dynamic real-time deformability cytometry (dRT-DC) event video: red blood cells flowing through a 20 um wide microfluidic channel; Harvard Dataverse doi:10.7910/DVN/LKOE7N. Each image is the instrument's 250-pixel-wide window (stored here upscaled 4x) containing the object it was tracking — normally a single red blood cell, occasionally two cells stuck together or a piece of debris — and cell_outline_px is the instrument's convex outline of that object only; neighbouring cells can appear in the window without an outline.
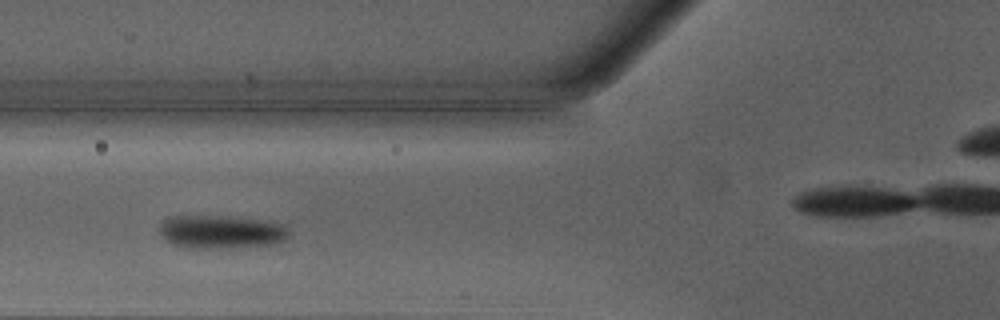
{"species": "Egyptian fruit bat (a non-hibernating species)", "species_latin": "Rousettus aegyptiacus", "temperature_condition": "warm", "stored_images_in_passage": 37, "camera_frame_rate_fps": 3000, "um_per_image_px": 0.085, "animal": {"sex": "male"}, "frame": {"image": 1, "passage_image": 14, "time_ms": 4.333, "image_size_px": [1000, 320], "cell_outline_px": [[288, 236], [284, 240], [268, 244], [216, 248], [184, 248], [172, 244], [164, 240], [160, 232], [160, 224], [168, 216], [228, 216], [284, 224], [288, 228]], "centroid_in_image_um": [18.71, 19.7], "position_along_channel_um": 107.1, "area_um2": 24.85}}
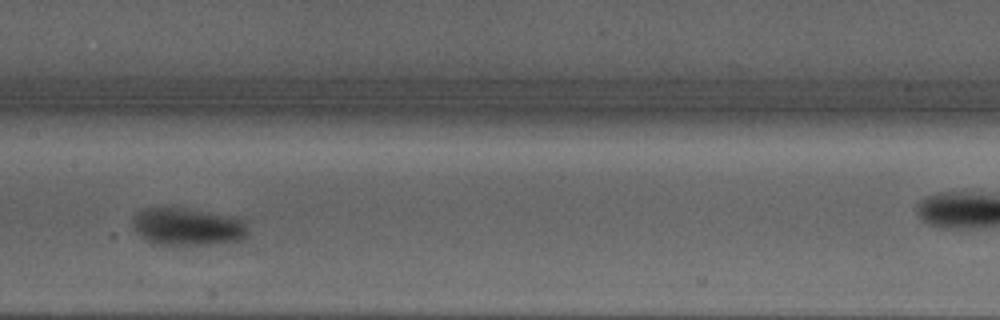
{"frame": {"image": 2, "passage_image": 20, "time_ms": 6.333, "image_size_px": [1000, 320], "cell_outline_px": [[248, 236], [244, 240], [208, 244], [156, 244], [140, 236], [132, 228], [132, 220], [136, 212], [144, 208], [184, 208], [248, 220]], "centroid_in_image_um": [15.96, 19.27], "position_along_channel_um": 191.4, "area_um2": 25.2}}
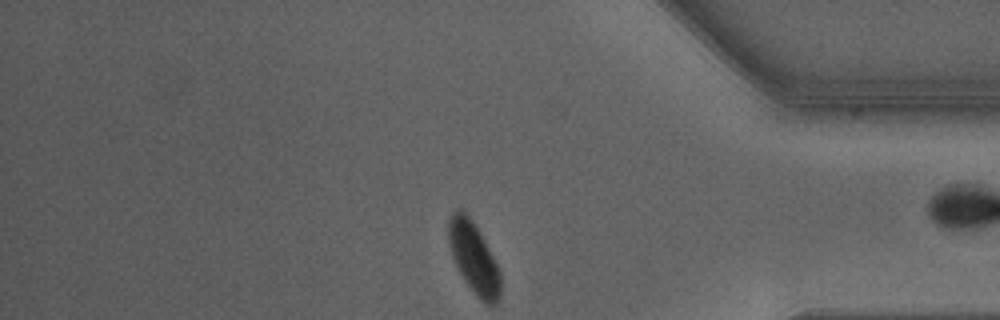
{"frame": {"image": 3, "passage_image": 36, "time_ms": 11.667, "image_size_px": [1000, 320], "cell_outline_px": [[500, 296], [496, 304], [484, 304], [472, 292], [464, 280], [452, 256], [448, 244], [448, 220], [452, 212], [456, 208], [460, 208], [472, 220], [484, 240], [500, 268]], "centroid_in_image_um": [40.26, 21.92], "position_along_channel_um": 394.9, "area_um2": 21.68}, "authors_computed_cell_mechanics": {"area_um2": 24.9696, "velocity_mm_per_s": 4.2318, "shape_relaxation_time_tau1_ms": 4.7784, "shape_relaxation_time_tau2_ms": null, "deformation_change_tau1": 0.1756, "deformation_change_tau2": null}}